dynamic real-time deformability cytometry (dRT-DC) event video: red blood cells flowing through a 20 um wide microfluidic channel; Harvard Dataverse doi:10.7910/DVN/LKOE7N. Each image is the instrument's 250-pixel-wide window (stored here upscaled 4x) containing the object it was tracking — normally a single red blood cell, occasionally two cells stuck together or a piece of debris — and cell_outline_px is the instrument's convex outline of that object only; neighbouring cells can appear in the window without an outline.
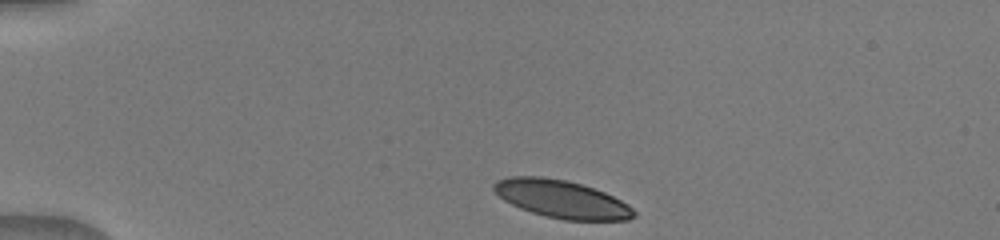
{"species": "human", "species_latin": "Homo sapiens", "temperature_condition": "warm", "stored_images_in_passage": 40, "camera_frame_rate_fps": 3000, "um_per_image_px": 0.085, "donor": {"sex": "male"}, "frame": {"image": 1, "passage_image": 1, "time_ms": 0.0, "image_size_px": [1000, 240], "cell_outline_px": [[636, 216], [628, 220], [564, 220], [544, 216], [520, 208], [504, 200], [492, 188], [492, 184], [496, 180], [508, 176], [540, 176], [568, 180], [604, 192], [628, 204], [636, 212]], "centroid_in_image_um": [47.72, 16.92], "position_along_channel_um": 37.3, "area_um2": 30.87}}
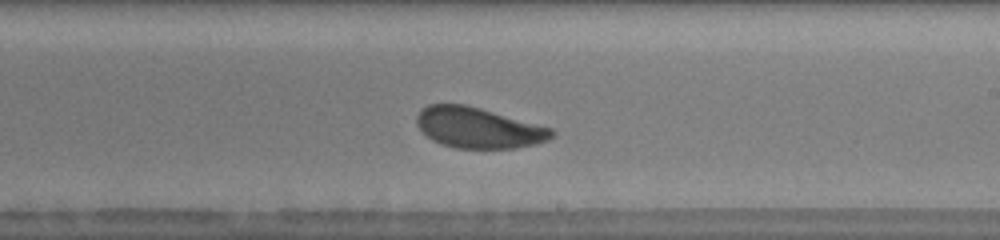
{"frame": {"image": 2, "passage_image": 21, "time_ms": 6.667, "image_size_px": [1000, 240], "cell_outline_px": [[556, 132], [548, 140], [536, 144], [516, 148], [456, 148], [440, 144], [432, 140], [416, 124], [416, 116], [428, 104], [464, 104], [480, 108], [552, 128]], "centroid_in_image_um": [40.67, 10.87], "position_along_channel_um": 248.3, "area_um2": 31.79}}
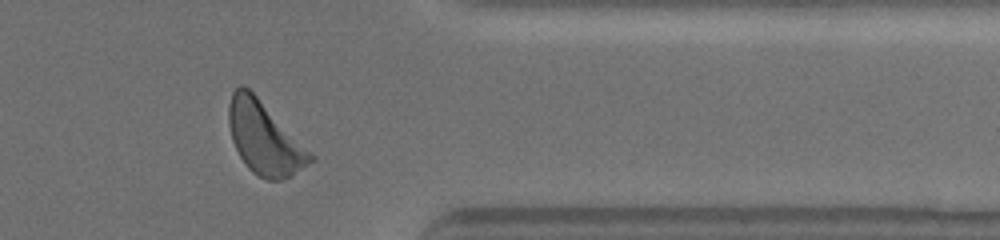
{"frame": {"image": 3, "passage_image": 32, "time_ms": 10.333, "image_size_px": [1000, 240], "cell_outline_px": [[316, 156], [312, 160], [288, 176], [280, 180], [268, 180], [252, 172], [248, 168], [240, 156], [232, 140], [228, 124], [228, 104], [232, 92], [240, 84], [244, 84]], "centroid_in_image_um": [22.43, 11.71], "position_along_channel_um": 389.0, "area_um2": 33.81}}